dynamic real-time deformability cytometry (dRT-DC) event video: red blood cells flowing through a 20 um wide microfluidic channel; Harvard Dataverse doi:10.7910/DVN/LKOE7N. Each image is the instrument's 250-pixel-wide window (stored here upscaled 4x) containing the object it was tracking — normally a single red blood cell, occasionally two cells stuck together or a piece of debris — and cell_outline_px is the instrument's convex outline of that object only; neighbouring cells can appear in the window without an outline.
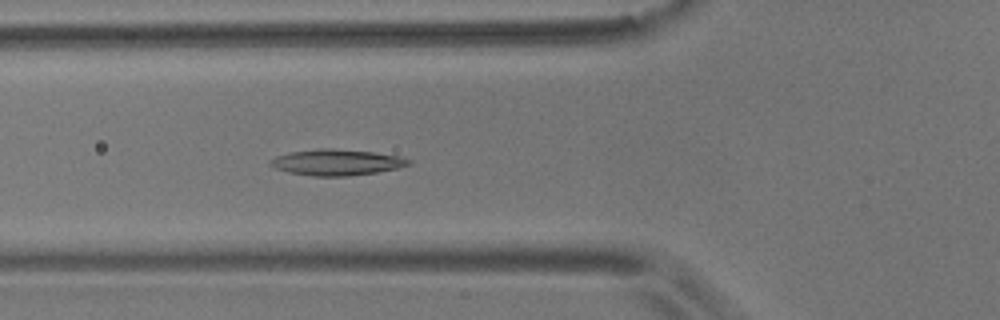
{"species": "common noctule bat (a hibernating species)", "species_latin": "Nyctalus noctula", "temperature_condition": "room temperature", "stored_images_in_passage": 37, "camera_frame_rate_fps": 3000, "um_per_image_px": 0.085, "animal": {"sex": "male", "body_mass_g": 17.9}, "frame": {"image": 1, "passage_image": 9, "time_ms": 2.667, "image_size_px": [1000, 320], "cell_outline_px": [[412, 164], [396, 168], [376, 172], [348, 176], [312, 176], [288, 172], [276, 168], [268, 164], [268, 160], [276, 156], [288, 152], [320, 148], [332, 148], [372, 152], [400, 156], [412, 160]], "centroid_in_image_um": [28.58, 13.79], "position_along_channel_um": 97.2, "area_um2": 21.04}}
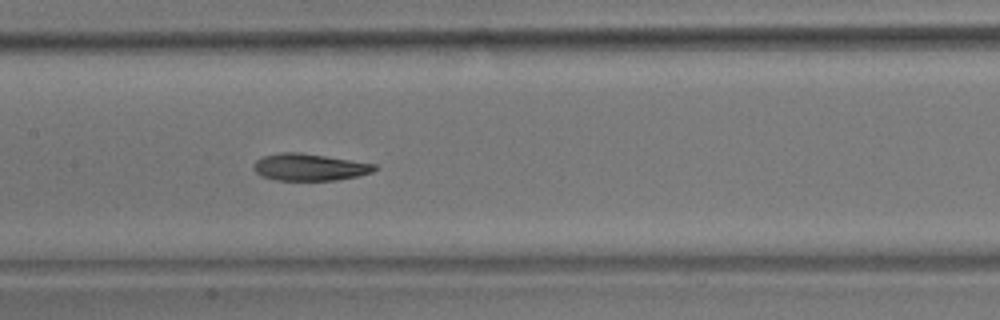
{"frame": {"image": 2, "passage_image": 16, "time_ms": 5.0, "image_size_px": [1000, 320], "cell_outline_px": [[380, 168], [372, 172], [360, 176], [336, 180], [276, 180], [260, 176], [252, 168], [252, 164], [256, 160], [264, 156], [280, 152], [300, 152], [376, 164]], "centroid_in_image_um": [26.31, 14.21], "position_along_channel_um": 181.1, "area_um2": 19.19}}
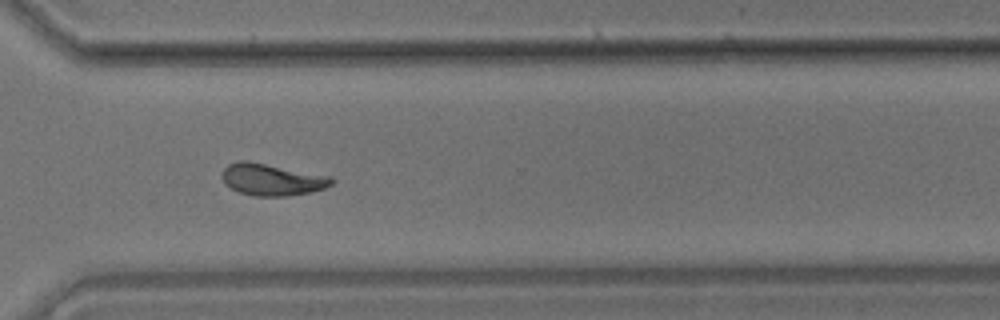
{"frame": {"image": 3, "passage_image": 30, "time_ms": 9.667, "image_size_px": [1000, 320], "cell_outline_px": [[336, 180], [332, 184], [324, 188], [308, 192], [288, 196], [256, 196], [240, 192], [224, 184], [224, 168], [228, 164], [240, 160], [244, 160], [332, 176]], "centroid_in_image_um": [23.15, 15.26], "position_along_channel_um": 347.5, "area_um2": 20.06}, "authors_computed_cell_mechanics": {"area_um2": 19.652, "velocity_mm_per_s": 3.5788, "shape_relaxation_time_tau1_ms": 6.0653, "shape_relaxation_time_tau2_ms": 6.3351, "deformation_change_tau1": 0.1904, "deformation_change_tau2": 0.0994}}